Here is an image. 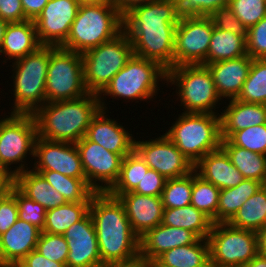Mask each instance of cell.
<instances>
[{
	"label": "cell",
	"instance_id": "24",
	"mask_svg": "<svg viewBox=\"0 0 266 267\" xmlns=\"http://www.w3.org/2000/svg\"><path fill=\"white\" fill-rule=\"evenodd\" d=\"M194 170L220 190L233 188L245 179L221 147L201 158L194 165Z\"/></svg>",
	"mask_w": 266,
	"mask_h": 267
},
{
	"label": "cell",
	"instance_id": "46",
	"mask_svg": "<svg viewBox=\"0 0 266 267\" xmlns=\"http://www.w3.org/2000/svg\"><path fill=\"white\" fill-rule=\"evenodd\" d=\"M210 17L214 23V27L218 29L232 31L236 35H247L248 33V29L235 16L230 5L218 8Z\"/></svg>",
	"mask_w": 266,
	"mask_h": 267
},
{
	"label": "cell",
	"instance_id": "53",
	"mask_svg": "<svg viewBox=\"0 0 266 267\" xmlns=\"http://www.w3.org/2000/svg\"><path fill=\"white\" fill-rule=\"evenodd\" d=\"M14 184V177L0 167V196L5 195Z\"/></svg>",
	"mask_w": 266,
	"mask_h": 267
},
{
	"label": "cell",
	"instance_id": "48",
	"mask_svg": "<svg viewBox=\"0 0 266 267\" xmlns=\"http://www.w3.org/2000/svg\"><path fill=\"white\" fill-rule=\"evenodd\" d=\"M18 220V205L10 190L0 196V235Z\"/></svg>",
	"mask_w": 266,
	"mask_h": 267
},
{
	"label": "cell",
	"instance_id": "45",
	"mask_svg": "<svg viewBox=\"0 0 266 267\" xmlns=\"http://www.w3.org/2000/svg\"><path fill=\"white\" fill-rule=\"evenodd\" d=\"M246 50L252 59H266V16L248 29Z\"/></svg>",
	"mask_w": 266,
	"mask_h": 267
},
{
	"label": "cell",
	"instance_id": "34",
	"mask_svg": "<svg viewBox=\"0 0 266 267\" xmlns=\"http://www.w3.org/2000/svg\"><path fill=\"white\" fill-rule=\"evenodd\" d=\"M90 202H67L46 210L43 232L63 235L67 229L89 212Z\"/></svg>",
	"mask_w": 266,
	"mask_h": 267
},
{
	"label": "cell",
	"instance_id": "18",
	"mask_svg": "<svg viewBox=\"0 0 266 267\" xmlns=\"http://www.w3.org/2000/svg\"><path fill=\"white\" fill-rule=\"evenodd\" d=\"M68 244L66 267H104L98 248L96 231L88 212L63 234Z\"/></svg>",
	"mask_w": 266,
	"mask_h": 267
},
{
	"label": "cell",
	"instance_id": "25",
	"mask_svg": "<svg viewBox=\"0 0 266 267\" xmlns=\"http://www.w3.org/2000/svg\"><path fill=\"white\" fill-rule=\"evenodd\" d=\"M226 108L220 115L222 140L229 139L236 131L266 124L265 104L246 103L232 99Z\"/></svg>",
	"mask_w": 266,
	"mask_h": 267
},
{
	"label": "cell",
	"instance_id": "5",
	"mask_svg": "<svg viewBox=\"0 0 266 267\" xmlns=\"http://www.w3.org/2000/svg\"><path fill=\"white\" fill-rule=\"evenodd\" d=\"M165 134L194 166L221 147L220 114L182 112Z\"/></svg>",
	"mask_w": 266,
	"mask_h": 267
},
{
	"label": "cell",
	"instance_id": "58",
	"mask_svg": "<svg viewBox=\"0 0 266 267\" xmlns=\"http://www.w3.org/2000/svg\"><path fill=\"white\" fill-rule=\"evenodd\" d=\"M7 22L3 21L1 18H0V47L2 45V41H3V37H4V32H5V28L7 26Z\"/></svg>",
	"mask_w": 266,
	"mask_h": 267
},
{
	"label": "cell",
	"instance_id": "47",
	"mask_svg": "<svg viewBox=\"0 0 266 267\" xmlns=\"http://www.w3.org/2000/svg\"><path fill=\"white\" fill-rule=\"evenodd\" d=\"M166 181L167 179L157 171L149 169L132 192L148 196H161Z\"/></svg>",
	"mask_w": 266,
	"mask_h": 267
},
{
	"label": "cell",
	"instance_id": "49",
	"mask_svg": "<svg viewBox=\"0 0 266 267\" xmlns=\"http://www.w3.org/2000/svg\"><path fill=\"white\" fill-rule=\"evenodd\" d=\"M0 18L7 23L26 21L21 0H0Z\"/></svg>",
	"mask_w": 266,
	"mask_h": 267
},
{
	"label": "cell",
	"instance_id": "9",
	"mask_svg": "<svg viewBox=\"0 0 266 267\" xmlns=\"http://www.w3.org/2000/svg\"><path fill=\"white\" fill-rule=\"evenodd\" d=\"M167 85H176V95L179 96L184 112L214 113L215 106L221 100L213 77L206 65H180L167 71Z\"/></svg>",
	"mask_w": 266,
	"mask_h": 267
},
{
	"label": "cell",
	"instance_id": "36",
	"mask_svg": "<svg viewBox=\"0 0 266 267\" xmlns=\"http://www.w3.org/2000/svg\"><path fill=\"white\" fill-rule=\"evenodd\" d=\"M220 189L204 180L192 171L191 205L209 216L213 223H217V207Z\"/></svg>",
	"mask_w": 266,
	"mask_h": 267
},
{
	"label": "cell",
	"instance_id": "52",
	"mask_svg": "<svg viewBox=\"0 0 266 267\" xmlns=\"http://www.w3.org/2000/svg\"><path fill=\"white\" fill-rule=\"evenodd\" d=\"M156 0H111V3L118 8L120 13L124 15L134 6L147 4Z\"/></svg>",
	"mask_w": 266,
	"mask_h": 267
},
{
	"label": "cell",
	"instance_id": "35",
	"mask_svg": "<svg viewBox=\"0 0 266 267\" xmlns=\"http://www.w3.org/2000/svg\"><path fill=\"white\" fill-rule=\"evenodd\" d=\"M40 173L49 184L63 195L66 202H91L95 191L86 179L68 177L52 170H34Z\"/></svg>",
	"mask_w": 266,
	"mask_h": 267
},
{
	"label": "cell",
	"instance_id": "12",
	"mask_svg": "<svg viewBox=\"0 0 266 267\" xmlns=\"http://www.w3.org/2000/svg\"><path fill=\"white\" fill-rule=\"evenodd\" d=\"M208 242L213 267H242L258 254L257 232L228 223H214Z\"/></svg>",
	"mask_w": 266,
	"mask_h": 267
},
{
	"label": "cell",
	"instance_id": "42",
	"mask_svg": "<svg viewBox=\"0 0 266 267\" xmlns=\"http://www.w3.org/2000/svg\"><path fill=\"white\" fill-rule=\"evenodd\" d=\"M36 250L49 260L64 263L68 257V244L63 235L41 232Z\"/></svg>",
	"mask_w": 266,
	"mask_h": 267
},
{
	"label": "cell",
	"instance_id": "39",
	"mask_svg": "<svg viewBox=\"0 0 266 267\" xmlns=\"http://www.w3.org/2000/svg\"><path fill=\"white\" fill-rule=\"evenodd\" d=\"M192 172L188 175L167 179L161 198L164 209L191 205Z\"/></svg>",
	"mask_w": 266,
	"mask_h": 267
},
{
	"label": "cell",
	"instance_id": "14",
	"mask_svg": "<svg viewBox=\"0 0 266 267\" xmlns=\"http://www.w3.org/2000/svg\"><path fill=\"white\" fill-rule=\"evenodd\" d=\"M76 146L88 185L95 192H108L119 178L123 158L88 140L85 136L76 143Z\"/></svg>",
	"mask_w": 266,
	"mask_h": 267
},
{
	"label": "cell",
	"instance_id": "28",
	"mask_svg": "<svg viewBox=\"0 0 266 267\" xmlns=\"http://www.w3.org/2000/svg\"><path fill=\"white\" fill-rule=\"evenodd\" d=\"M14 185L28 198L39 203L46 210L66 204L63 195L53 188L38 172L25 170L14 176Z\"/></svg>",
	"mask_w": 266,
	"mask_h": 267
},
{
	"label": "cell",
	"instance_id": "50",
	"mask_svg": "<svg viewBox=\"0 0 266 267\" xmlns=\"http://www.w3.org/2000/svg\"><path fill=\"white\" fill-rule=\"evenodd\" d=\"M22 261L28 267H66L64 263L47 259L36 249L31 251Z\"/></svg>",
	"mask_w": 266,
	"mask_h": 267
},
{
	"label": "cell",
	"instance_id": "3",
	"mask_svg": "<svg viewBox=\"0 0 266 267\" xmlns=\"http://www.w3.org/2000/svg\"><path fill=\"white\" fill-rule=\"evenodd\" d=\"M95 93L57 102H46L34 114L38 137L76 144L87 132L92 118L100 110Z\"/></svg>",
	"mask_w": 266,
	"mask_h": 267
},
{
	"label": "cell",
	"instance_id": "8",
	"mask_svg": "<svg viewBox=\"0 0 266 267\" xmlns=\"http://www.w3.org/2000/svg\"><path fill=\"white\" fill-rule=\"evenodd\" d=\"M133 54L132 42L124 31L112 40L82 53L86 90L98 95Z\"/></svg>",
	"mask_w": 266,
	"mask_h": 267
},
{
	"label": "cell",
	"instance_id": "30",
	"mask_svg": "<svg viewBox=\"0 0 266 267\" xmlns=\"http://www.w3.org/2000/svg\"><path fill=\"white\" fill-rule=\"evenodd\" d=\"M221 148L245 179H254L266 185V155L234 146L228 139L221 140Z\"/></svg>",
	"mask_w": 266,
	"mask_h": 267
},
{
	"label": "cell",
	"instance_id": "33",
	"mask_svg": "<svg viewBox=\"0 0 266 267\" xmlns=\"http://www.w3.org/2000/svg\"><path fill=\"white\" fill-rule=\"evenodd\" d=\"M266 220V185H262L254 195L250 196L242 207L228 222L238 229L258 232Z\"/></svg>",
	"mask_w": 266,
	"mask_h": 267
},
{
	"label": "cell",
	"instance_id": "43",
	"mask_svg": "<svg viewBox=\"0 0 266 267\" xmlns=\"http://www.w3.org/2000/svg\"><path fill=\"white\" fill-rule=\"evenodd\" d=\"M229 5L247 29L266 16V0H230Z\"/></svg>",
	"mask_w": 266,
	"mask_h": 267
},
{
	"label": "cell",
	"instance_id": "41",
	"mask_svg": "<svg viewBox=\"0 0 266 267\" xmlns=\"http://www.w3.org/2000/svg\"><path fill=\"white\" fill-rule=\"evenodd\" d=\"M11 194L18 205V218L43 230L46 217L45 207L28 198L14 184L11 186Z\"/></svg>",
	"mask_w": 266,
	"mask_h": 267
},
{
	"label": "cell",
	"instance_id": "16",
	"mask_svg": "<svg viewBox=\"0 0 266 267\" xmlns=\"http://www.w3.org/2000/svg\"><path fill=\"white\" fill-rule=\"evenodd\" d=\"M80 4L78 0H49L34 20L41 45L61 47L65 43Z\"/></svg>",
	"mask_w": 266,
	"mask_h": 267
},
{
	"label": "cell",
	"instance_id": "31",
	"mask_svg": "<svg viewBox=\"0 0 266 267\" xmlns=\"http://www.w3.org/2000/svg\"><path fill=\"white\" fill-rule=\"evenodd\" d=\"M247 35H236L232 31L213 28L206 64L236 59L247 55Z\"/></svg>",
	"mask_w": 266,
	"mask_h": 267
},
{
	"label": "cell",
	"instance_id": "1",
	"mask_svg": "<svg viewBox=\"0 0 266 267\" xmlns=\"http://www.w3.org/2000/svg\"><path fill=\"white\" fill-rule=\"evenodd\" d=\"M180 16L174 0H156L134 6L123 15V31L134 55L174 67L175 30Z\"/></svg>",
	"mask_w": 266,
	"mask_h": 267
},
{
	"label": "cell",
	"instance_id": "22",
	"mask_svg": "<svg viewBox=\"0 0 266 267\" xmlns=\"http://www.w3.org/2000/svg\"><path fill=\"white\" fill-rule=\"evenodd\" d=\"M252 58L248 55L206 64L210 70L219 97L237 99L247 79Z\"/></svg>",
	"mask_w": 266,
	"mask_h": 267
},
{
	"label": "cell",
	"instance_id": "23",
	"mask_svg": "<svg viewBox=\"0 0 266 267\" xmlns=\"http://www.w3.org/2000/svg\"><path fill=\"white\" fill-rule=\"evenodd\" d=\"M42 230L37 226L18 220L0 235V264L22 261L36 249Z\"/></svg>",
	"mask_w": 266,
	"mask_h": 267
},
{
	"label": "cell",
	"instance_id": "17",
	"mask_svg": "<svg viewBox=\"0 0 266 267\" xmlns=\"http://www.w3.org/2000/svg\"><path fill=\"white\" fill-rule=\"evenodd\" d=\"M33 170H52L68 177L86 179L79 150L74 143L37 137Z\"/></svg>",
	"mask_w": 266,
	"mask_h": 267
},
{
	"label": "cell",
	"instance_id": "11",
	"mask_svg": "<svg viewBox=\"0 0 266 267\" xmlns=\"http://www.w3.org/2000/svg\"><path fill=\"white\" fill-rule=\"evenodd\" d=\"M38 137L33 114L11 113L0 120V167L13 177L24 172L28 152L34 159L35 141ZM25 158V159H24ZM20 165L14 170L12 164Z\"/></svg>",
	"mask_w": 266,
	"mask_h": 267
},
{
	"label": "cell",
	"instance_id": "37",
	"mask_svg": "<svg viewBox=\"0 0 266 267\" xmlns=\"http://www.w3.org/2000/svg\"><path fill=\"white\" fill-rule=\"evenodd\" d=\"M237 100L266 105V59H253Z\"/></svg>",
	"mask_w": 266,
	"mask_h": 267
},
{
	"label": "cell",
	"instance_id": "10",
	"mask_svg": "<svg viewBox=\"0 0 266 267\" xmlns=\"http://www.w3.org/2000/svg\"><path fill=\"white\" fill-rule=\"evenodd\" d=\"M80 53L50 46L45 84L46 102L74 100L88 94Z\"/></svg>",
	"mask_w": 266,
	"mask_h": 267
},
{
	"label": "cell",
	"instance_id": "56",
	"mask_svg": "<svg viewBox=\"0 0 266 267\" xmlns=\"http://www.w3.org/2000/svg\"><path fill=\"white\" fill-rule=\"evenodd\" d=\"M104 267H150V265L146 264L142 260H138L131 264L106 265Z\"/></svg>",
	"mask_w": 266,
	"mask_h": 267
},
{
	"label": "cell",
	"instance_id": "15",
	"mask_svg": "<svg viewBox=\"0 0 266 267\" xmlns=\"http://www.w3.org/2000/svg\"><path fill=\"white\" fill-rule=\"evenodd\" d=\"M134 151L150 169L157 171L166 179L179 178L194 170L193 164L166 134L148 141L134 140Z\"/></svg>",
	"mask_w": 266,
	"mask_h": 267
},
{
	"label": "cell",
	"instance_id": "26",
	"mask_svg": "<svg viewBox=\"0 0 266 267\" xmlns=\"http://www.w3.org/2000/svg\"><path fill=\"white\" fill-rule=\"evenodd\" d=\"M41 45L39 42L34 21L26 20L18 23H8L0 53L9 60H18L36 51Z\"/></svg>",
	"mask_w": 266,
	"mask_h": 267
},
{
	"label": "cell",
	"instance_id": "19",
	"mask_svg": "<svg viewBox=\"0 0 266 267\" xmlns=\"http://www.w3.org/2000/svg\"><path fill=\"white\" fill-rule=\"evenodd\" d=\"M123 204L127 218L135 234L141 238L162 222L163 203L161 196L128 193H109Z\"/></svg>",
	"mask_w": 266,
	"mask_h": 267
},
{
	"label": "cell",
	"instance_id": "4",
	"mask_svg": "<svg viewBox=\"0 0 266 267\" xmlns=\"http://www.w3.org/2000/svg\"><path fill=\"white\" fill-rule=\"evenodd\" d=\"M122 31L123 15L111 2L81 3L61 48L82 54L112 40Z\"/></svg>",
	"mask_w": 266,
	"mask_h": 267
},
{
	"label": "cell",
	"instance_id": "20",
	"mask_svg": "<svg viewBox=\"0 0 266 267\" xmlns=\"http://www.w3.org/2000/svg\"><path fill=\"white\" fill-rule=\"evenodd\" d=\"M85 137L122 158L134 150L135 139L132 134L115 119L108 118L106 111L102 109L92 118Z\"/></svg>",
	"mask_w": 266,
	"mask_h": 267
},
{
	"label": "cell",
	"instance_id": "13",
	"mask_svg": "<svg viewBox=\"0 0 266 267\" xmlns=\"http://www.w3.org/2000/svg\"><path fill=\"white\" fill-rule=\"evenodd\" d=\"M213 28L210 16L180 17L175 30L174 66L206 65Z\"/></svg>",
	"mask_w": 266,
	"mask_h": 267
},
{
	"label": "cell",
	"instance_id": "38",
	"mask_svg": "<svg viewBox=\"0 0 266 267\" xmlns=\"http://www.w3.org/2000/svg\"><path fill=\"white\" fill-rule=\"evenodd\" d=\"M149 169V166L133 150L123 157L119 178L108 193L132 192Z\"/></svg>",
	"mask_w": 266,
	"mask_h": 267
},
{
	"label": "cell",
	"instance_id": "54",
	"mask_svg": "<svg viewBox=\"0 0 266 267\" xmlns=\"http://www.w3.org/2000/svg\"><path fill=\"white\" fill-rule=\"evenodd\" d=\"M258 238V254L266 257V228H262L257 232Z\"/></svg>",
	"mask_w": 266,
	"mask_h": 267
},
{
	"label": "cell",
	"instance_id": "6",
	"mask_svg": "<svg viewBox=\"0 0 266 267\" xmlns=\"http://www.w3.org/2000/svg\"><path fill=\"white\" fill-rule=\"evenodd\" d=\"M161 79V80H160ZM167 70L158 62L132 55L127 64L112 78L106 87L98 94L100 108L107 110L104 97L126 100H151L160 90L159 81H167Z\"/></svg>",
	"mask_w": 266,
	"mask_h": 267
},
{
	"label": "cell",
	"instance_id": "7",
	"mask_svg": "<svg viewBox=\"0 0 266 267\" xmlns=\"http://www.w3.org/2000/svg\"><path fill=\"white\" fill-rule=\"evenodd\" d=\"M50 60V46L36 51L13 64L14 105L11 113L34 114L46 103L45 84Z\"/></svg>",
	"mask_w": 266,
	"mask_h": 267
},
{
	"label": "cell",
	"instance_id": "59",
	"mask_svg": "<svg viewBox=\"0 0 266 267\" xmlns=\"http://www.w3.org/2000/svg\"><path fill=\"white\" fill-rule=\"evenodd\" d=\"M80 3H107L111 2V0H78Z\"/></svg>",
	"mask_w": 266,
	"mask_h": 267
},
{
	"label": "cell",
	"instance_id": "21",
	"mask_svg": "<svg viewBox=\"0 0 266 267\" xmlns=\"http://www.w3.org/2000/svg\"><path fill=\"white\" fill-rule=\"evenodd\" d=\"M198 239L189 230L160 223L140 238V260L150 265L163 252L193 244Z\"/></svg>",
	"mask_w": 266,
	"mask_h": 267
},
{
	"label": "cell",
	"instance_id": "51",
	"mask_svg": "<svg viewBox=\"0 0 266 267\" xmlns=\"http://www.w3.org/2000/svg\"><path fill=\"white\" fill-rule=\"evenodd\" d=\"M21 2L26 19L34 21L49 0H21Z\"/></svg>",
	"mask_w": 266,
	"mask_h": 267
},
{
	"label": "cell",
	"instance_id": "2",
	"mask_svg": "<svg viewBox=\"0 0 266 267\" xmlns=\"http://www.w3.org/2000/svg\"><path fill=\"white\" fill-rule=\"evenodd\" d=\"M101 262L131 264L140 260V238L133 231L123 204L108 192H95L89 206Z\"/></svg>",
	"mask_w": 266,
	"mask_h": 267
},
{
	"label": "cell",
	"instance_id": "44",
	"mask_svg": "<svg viewBox=\"0 0 266 267\" xmlns=\"http://www.w3.org/2000/svg\"><path fill=\"white\" fill-rule=\"evenodd\" d=\"M180 17L210 16L230 0H174Z\"/></svg>",
	"mask_w": 266,
	"mask_h": 267
},
{
	"label": "cell",
	"instance_id": "27",
	"mask_svg": "<svg viewBox=\"0 0 266 267\" xmlns=\"http://www.w3.org/2000/svg\"><path fill=\"white\" fill-rule=\"evenodd\" d=\"M150 267H211L208 239L199 238L193 244L167 250Z\"/></svg>",
	"mask_w": 266,
	"mask_h": 267
},
{
	"label": "cell",
	"instance_id": "32",
	"mask_svg": "<svg viewBox=\"0 0 266 267\" xmlns=\"http://www.w3.org/2000/svg\"><path fill=\"white\" fill-rule=\"evenodd\" d=\"M263 184L254 179H244L233 188L219 192L217 223H228L248 198L256 193Z\"/></svg>",
	"mask_w": 266,
	"mask_h": 267
},
{
	"label": "cell",
	"instance_id": "55",
	"mask_svg": "<svg viewBox=\"0 0 266 267\" xmlns=\"http://www.w3.org/2000/svg\"><path fill=\"white\" fill-rule=\"evenodd\" d=\"M242 267H266V257L257 254L253 259H251L247 264Z\"/></svg>",
	"mask_w": 266,
	"mask_h": 267
},
{
	"label": "cell",
	"instance_id": "29",
	"mask_svg": "<svg viewBox=\"0 0 266 267\" xmlns=\"http://www.w3.org/2000/svg\"><path fill=\"white\" fill-rule=\"evenodd\" d=\"M161 224L180 227L193 232L198 238L208 239L213 221L193 205L164 209Z\"/></svg>",
	"mask_w": 266,
	"mask_h": 267
},
{
	"label": "cell",
	"instance_id": "57",
	"mask_svg": "<svg viewBox=\"0 0 266 267\" xmlns=\"http://www.w3.org/2000/svg\"><path fill=\"white\" fill-rule=\"evenodd\" d=\"M0 267H28L23 261H11L8 263H1Z\"/></svg>",
	"mask_w": 266,
	"mask_h": 267
},
{
	"label": "cell",
	"instance_id": "40",
	"mask_svg": "<svg viewBox=\"0 0 266 267\" xmlns=\"http://www.w3.org/2000/svg\"><path fill=\"white\" fill-rule=\"evenodd\" d=\"M228 140L234 146L266 155V124L236 131Z\"/></svg>",
	"mask_w": 266,
	"mask_h": 267
}]
</instances>
